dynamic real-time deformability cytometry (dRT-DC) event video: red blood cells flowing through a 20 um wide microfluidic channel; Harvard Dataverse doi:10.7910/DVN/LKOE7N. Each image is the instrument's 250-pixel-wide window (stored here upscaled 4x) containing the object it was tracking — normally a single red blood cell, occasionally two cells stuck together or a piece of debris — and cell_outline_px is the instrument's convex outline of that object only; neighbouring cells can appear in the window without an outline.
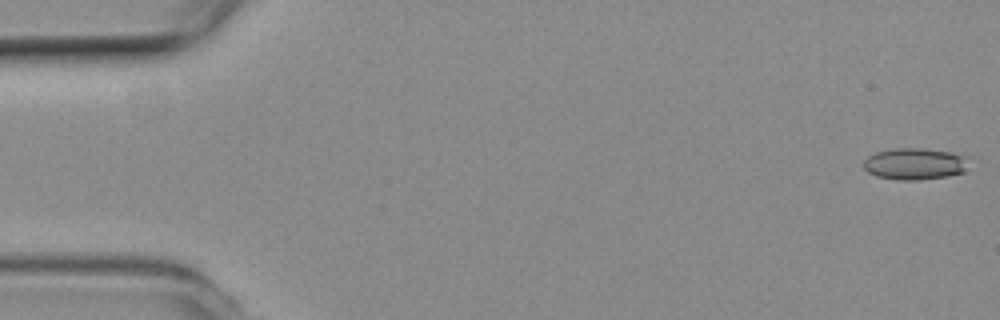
{"species": "common noctule bat (a hibernating species)", "species_latin": "Nyctalus noctula", "temperature_condition": "room temperature", "stored_images_in_passage": 16, "camera_frame_rate_fps": 3000, "um_per_image_px": 0.085, "animal": {"sex": "female", "body_mass_g": 19.3, "forearm_length_mm": 54.1}, "frame": {"image": 1, "passage_image": 1, "time_ms": 0.0, "image_size_px": [1000, 320], "cell_outline_px": [[964, 172], [948, 176], [920, 180], [900, 180], [876, 176], [868, 172], [864, 168], [864, 160], [868, 156], [876, 152], [892, 148], [924, 148], [952, 152], [964, 156]], "centroid_in_image_um": [77.69, 13.92], "position_along_channel_um": 7.3, "area_um2": 19.25}}
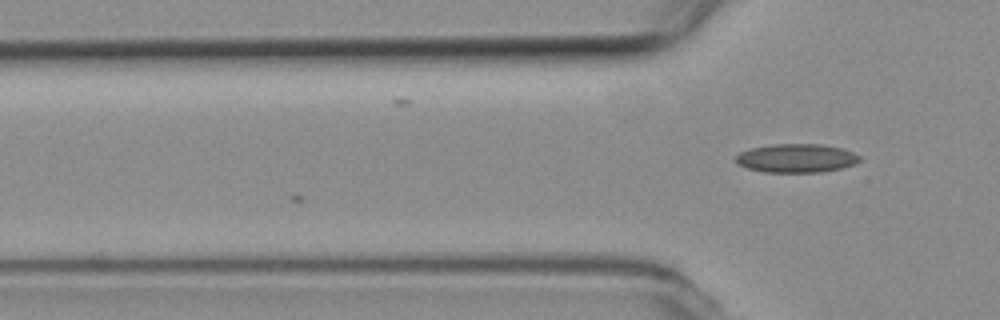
{"frame": {"image": 2, "passage_image": 16, "time_ms": 5.0, "image_size_px": [1000, 320], "cell_outline_px": [[860, 160], [856, 164], [844, 168], [824, 172], [764, 172], [748, 168], [736, 164], [736, 156], [740, 152], [752, 148], [772, 144], [824, 144], [840, 148], [852, 152], [860, 156]], "centroid_in_image_um": [67.72, 13.45], "position_along_channel_um": 58.1, "area_um2": 20.81}}